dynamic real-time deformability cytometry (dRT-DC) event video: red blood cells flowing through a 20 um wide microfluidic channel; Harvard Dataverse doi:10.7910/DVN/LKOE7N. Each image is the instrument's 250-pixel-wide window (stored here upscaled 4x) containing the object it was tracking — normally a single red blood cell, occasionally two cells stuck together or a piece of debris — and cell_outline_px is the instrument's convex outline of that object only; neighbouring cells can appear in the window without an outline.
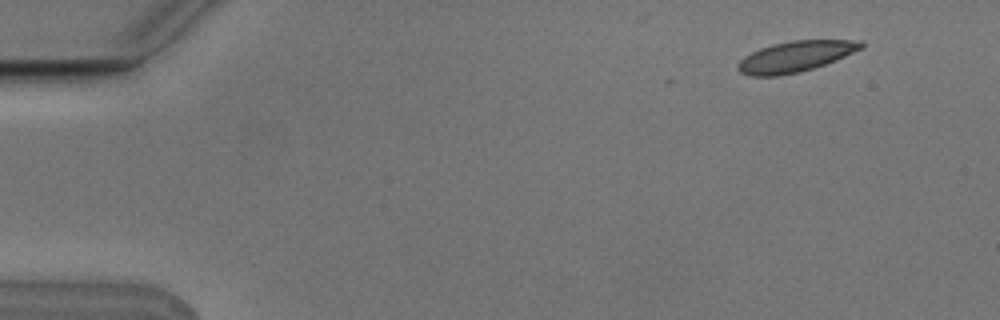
{"species": "Egyptian fruit bat (a non-hibernating species)", "species_latin": "Rousettus aegyptiacus", "temperature_condition": "cold", "stored_images_in_passage": 6, "segment_of_instrument_passage": [1, 2], "camera_frame_rate_fps": 3000, "um_per_image_px": 0.085, "animal": {"sex": "male"}, "frame": {"image": 1, "passage_image": 2, "time_ms": 0.333, "image_size_px": [1000, 320], "cell_outline_px": [[864, 48], [824, 64], [800, 72], [776, 76], [752, 76], [740, 72], [736, 68], [736, 64], [744, 56], [760, 48], [772, 44], [792, 40], [860, 40], [864, 44]], "centroid_in_image_um": [67.58, 4.8], "position_along_channel_um": 17.4, "area_um2": 22.02}}
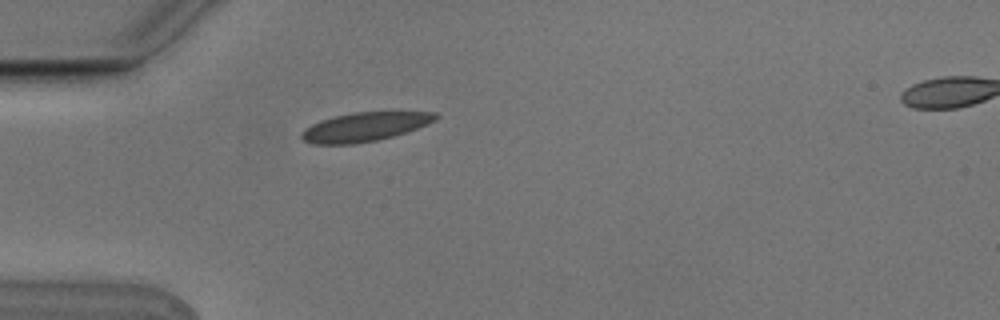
{"frame": {"image": 2, "passage_image": 5, "time_ms": 1.333, "image_size_px": [1000, 320], "cell_outline_px": [[440, 116], [436, 120], [416, 128], [392, 136], [376, 140], [352, 144], [312, 144], [304, 140], [300, 136], [300, 132], [304, 128], [320, 120], [352, 112], [436, 112]], "centroid_in_image_um": [30.96, 10.78], "position_along_channel_um": 54.0, "area_um2": 22.43}}